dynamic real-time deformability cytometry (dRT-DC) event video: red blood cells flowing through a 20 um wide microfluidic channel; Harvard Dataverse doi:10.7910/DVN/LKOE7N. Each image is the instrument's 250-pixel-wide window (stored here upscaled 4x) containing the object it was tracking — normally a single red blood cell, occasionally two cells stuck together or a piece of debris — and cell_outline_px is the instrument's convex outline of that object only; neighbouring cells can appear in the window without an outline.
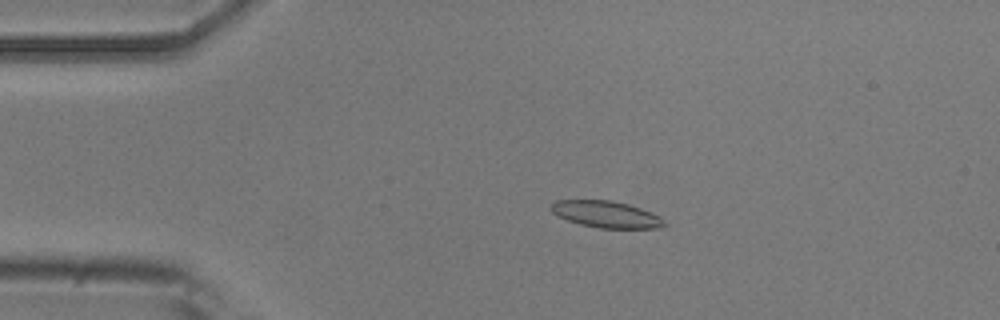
{"species": "common noctule bat (a hibernating species)", "species_latin": "Nyctalus noctula", "temperature_condition": "room temperature", "stored_images_in_passage": 3, "camera_frame_rate_fps": 3000, "um_per_image_px": 0.085, "animal": {"sex": "male", "body_mass_g": 20.5, "forearm_length_mm": 52.5}, "frame": {"image": 1, "passage_image": 2, "time_ms": 1.0, "image_size_px": [1000, 320], "cell_outline_px": [[668, 224], [660, 228], [600, 228], [580, 224], [568, 220], [552, 212], [552, 204], [556, 200], [612, 200], [628, 204], [640, 208], [660, 216]], "centroid_in_image_um": [51.57, 18.22], "position_along_channel_um": 33.4, "area_um2": 17.46}}